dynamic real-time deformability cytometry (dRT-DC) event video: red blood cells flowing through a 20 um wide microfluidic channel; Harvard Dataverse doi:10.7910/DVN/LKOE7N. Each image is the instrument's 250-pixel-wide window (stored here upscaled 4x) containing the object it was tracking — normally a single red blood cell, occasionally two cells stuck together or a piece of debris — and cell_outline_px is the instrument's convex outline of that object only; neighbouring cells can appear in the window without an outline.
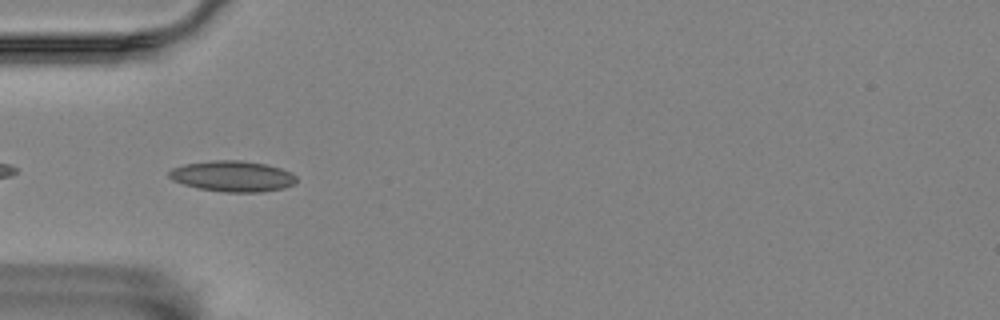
{"species": "Egyptian fruit bat (a non-hibernating species)", "species_latin": "Rousettus aegyptiacus", "temperature_condition": "room temperature", "stored_images_in_passage": 8, "camera_frame_rate_fps": 3000, "um_per_image_px": 0.085, "animal": {"sex": "female"}, "frame": {"image": 1, "passage_image": 6, "time_ms": 1.667, "image_size_px": [1000, 320], "cell_outline_px": [[296, 184], [284, 188], [260, 192], [224, 192], [200, 188], [184, 184], [172, 180], [168, 176], [168, 172], [172, 168], [184, 164], [212, 160], [244, 160], [268, 164], [292, 172], [296, 176]], "centroid_in_image_um": [19.8, 14.97], "position_along_channel_um": 65.2, "area_um2": 23.06}}
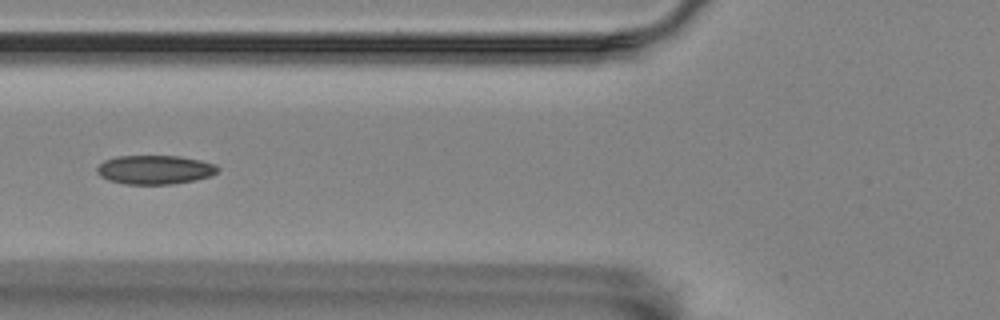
{"frame": {"image": 2, "passage_image": 7, "time_ms": 2.0, "image_size_px": [1000, 320], "cell_outline_px": [[220, 168], [212, 176], [196, 180], [172, 184], [128, 184], [108, 180], [100, 176], [96, 172], [96, 168], [104, 160], [116, 156], [180, 156], [200, 160], [216, 164]], "centroid_in_image_um": [13.17, 14.42], "position_along_channel_um": 112.6, "area_um2": 20.52}}
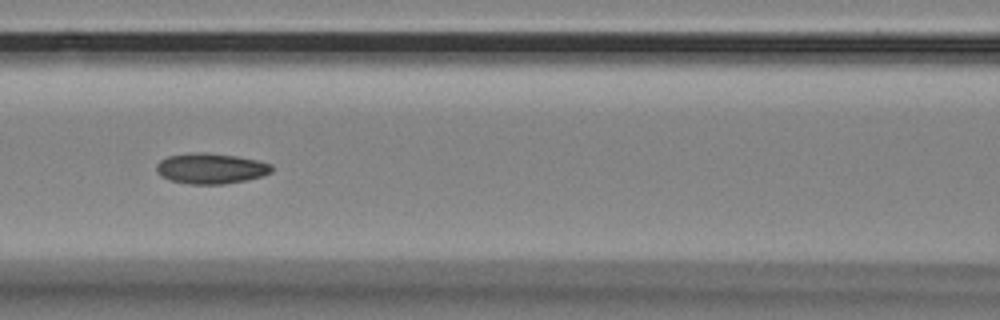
{"frame": {"image": 3, "passage_image": 8, "time_ms": 2.333, "image_size_px": [1000, 320], "cell_outline_px": [[272, 172], [260, 176], [244, 180], [224, 184], [188, 184], [168, 180], [160, 176], [156, 172], [156, 164], [160, 160], [168, 156], [196, 152], [204, 152], [236, 156], [256, 160], [272, 164]], "centroid_in_image_um": [17.87, 14.32], "position_along_channel_um": 148.7, "area_um2": 20.52}}